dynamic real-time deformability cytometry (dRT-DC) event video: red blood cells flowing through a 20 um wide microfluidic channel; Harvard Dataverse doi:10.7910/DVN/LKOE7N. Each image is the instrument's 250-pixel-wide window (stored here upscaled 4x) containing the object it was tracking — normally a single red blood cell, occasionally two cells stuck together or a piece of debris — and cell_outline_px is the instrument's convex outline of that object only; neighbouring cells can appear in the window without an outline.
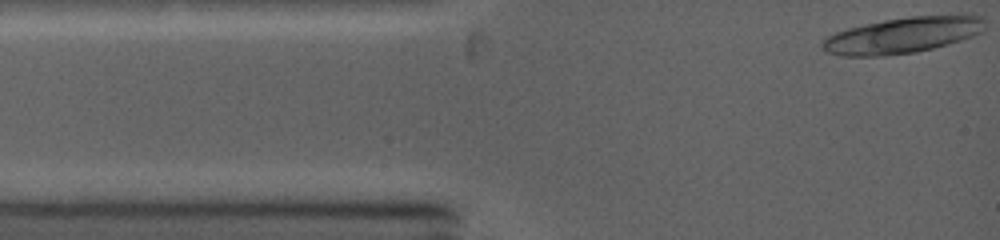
{"species": "common noctule bat (a hibernating species)", "species_latin": "Nyctalus noctula", "temperature_condition": "warm", "stored_images_in_passage": 5, "camera_frame_rate_fps": 5000, "um_per_image_px": 0.085, "animal": {"sex": "female", "body_mass_g": 19.0, "forearm_length_mm": 53.3}, "frame": {"image": 1, "passage_image": 1, "time_ms": 0.0, "image_size_px": [1000, 240], "cell_outline_px": [[984, 28], [980, 32], [972, 36], [948, 44], [916, 52], [880, 56], [840, 56], [828, 52], [820, 48], [820, 44], [824, 36], [848, 28], [884, 20], [908, 16], [964, 12], [968, 12], [980, 16], [984, 20]], "centroid_in_image_um": [76.76, 2.96], "position_along_channel_um": 8.2, "area_um2": 34.85}}